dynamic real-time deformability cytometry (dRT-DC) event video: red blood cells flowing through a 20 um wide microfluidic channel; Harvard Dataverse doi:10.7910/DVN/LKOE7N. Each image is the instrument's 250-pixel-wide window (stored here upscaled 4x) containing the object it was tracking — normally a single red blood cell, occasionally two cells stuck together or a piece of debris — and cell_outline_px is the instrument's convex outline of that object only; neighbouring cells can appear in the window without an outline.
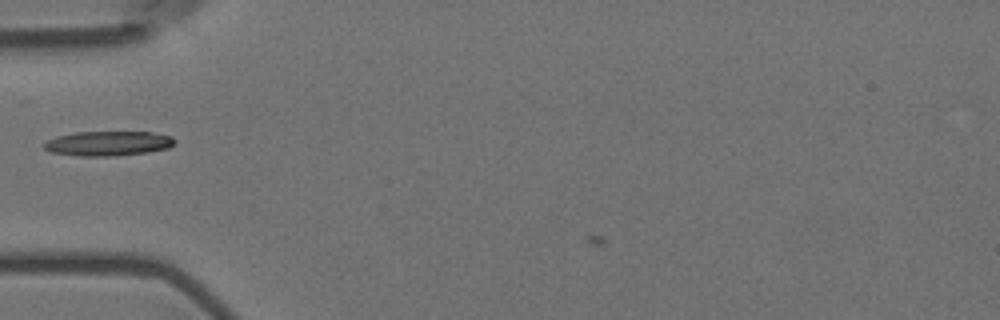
{"species": "Egyptian fruit bat (a non-hibernating species)", "species_latin": "Rousettus aegyptiacus", "temperature_condition": "room temperature", "stored_images_in_passage": 2, "camera_frame_rate_fps": 3000, "um_per_image_px": 0.085, "animal": {"sex": "female"}, "frame": {"image": 1, "passage_image": 1, "time_ms": 0.0, "image_size_px": [1000, 320], "cell_outline_px": [[176, 144], [168, 148], [148, 152], [116, 156], [80, 156], [52, 152], [44, 148], [44, 144], [48, 140], [56, 136], [76, 132], [152, 132], [172, 136], [176, 140]], "centroid_in_image_um": [9.24, 12.19], "position_along_channel_um": 75.8, "area_um2": 18.84}}